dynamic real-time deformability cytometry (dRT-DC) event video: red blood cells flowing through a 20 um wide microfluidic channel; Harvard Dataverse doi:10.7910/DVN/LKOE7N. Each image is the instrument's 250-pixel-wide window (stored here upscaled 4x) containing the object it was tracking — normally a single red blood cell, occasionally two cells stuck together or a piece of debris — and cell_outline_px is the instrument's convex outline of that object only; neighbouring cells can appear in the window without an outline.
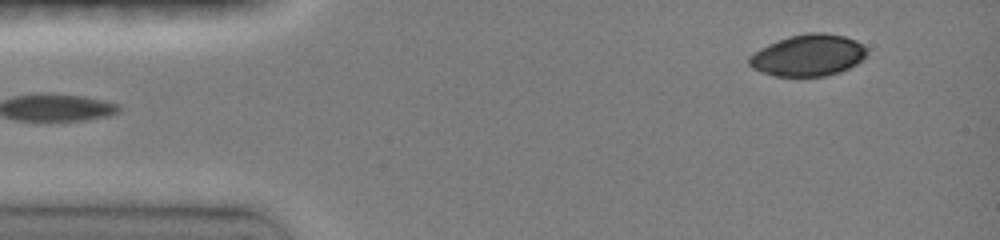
{"species": "common noctule bat (a hibernating species)", "species_latin": "Nyctalus noctula", "temperature_condition": "room temperature", "stored_images_in_passage": 11, "segment_of_instrument_passage": [2, 2], "camera_frame_rate_fps": 3000, "um_per_image_px": 0.085, "animal": {"sex": "female", "body_mass_g": 19.0, "forearm_length_mm": 51.5}, "frame": {"image": 1, "passage_image": 11, "time_ms": 4.667, "image_size_px": [1000, 240], "cell_outline_px": [[868, 56], [856, 64], [840, 72], [824, 76], [772, 76], [760, 72], [752, 68], [748, 64], [748, 56], [760, 48], [768, 44], [788, 36], [808, 32], [824, 32], [844, 36], [856, 40], [868, 48]], "centroid_in_image_um": [68.7, 4.7], "position_along_channel_um": 16.3, "area_um2": 28.96}}